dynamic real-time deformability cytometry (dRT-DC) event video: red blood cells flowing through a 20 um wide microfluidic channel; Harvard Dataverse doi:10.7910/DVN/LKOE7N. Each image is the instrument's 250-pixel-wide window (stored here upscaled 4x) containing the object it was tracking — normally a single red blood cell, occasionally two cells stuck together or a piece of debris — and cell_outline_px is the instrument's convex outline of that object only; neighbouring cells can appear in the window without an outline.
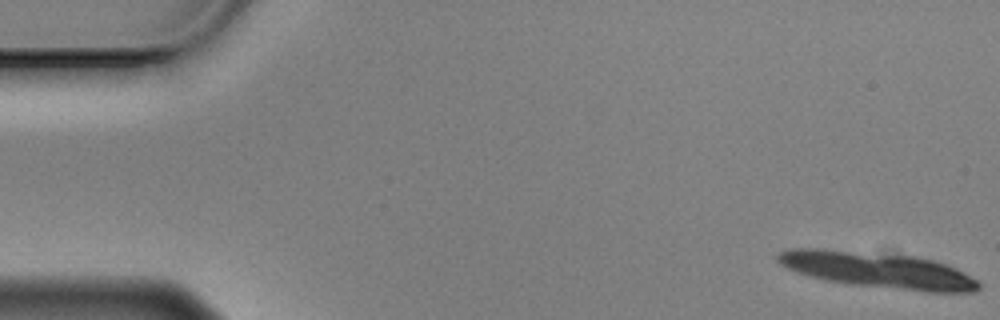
{"species": "Egyptian fruit bat (a non-hibernating species)", "species_latin": "Rousettus aegyptiacus", "temperature_condition": "cold", "stored_images_in_passage": 12, "segment_of_instrument_passage": [1, 2], "camera_frame_rate_fps": 3000, "um_per_image_px": 0.085, "animal": {"sex": "male"}, "frame": {"image": 1, "passage_image": 1, "time_ms": 0.0, "image_size_px": [1000, 320], "cell_outline_px": [[976, 284], [972, 288], [928, 288], [832, 276], [816, 272], [792, 264], [784, 256], [796, 252], [816, 252], [916, 260], [936, 264], [948, 268], [972, 280]], "centroid_in_image_um": [74.93, 22.94], "position_along_channel_um": 10.1, "area_um2": 28.61}}